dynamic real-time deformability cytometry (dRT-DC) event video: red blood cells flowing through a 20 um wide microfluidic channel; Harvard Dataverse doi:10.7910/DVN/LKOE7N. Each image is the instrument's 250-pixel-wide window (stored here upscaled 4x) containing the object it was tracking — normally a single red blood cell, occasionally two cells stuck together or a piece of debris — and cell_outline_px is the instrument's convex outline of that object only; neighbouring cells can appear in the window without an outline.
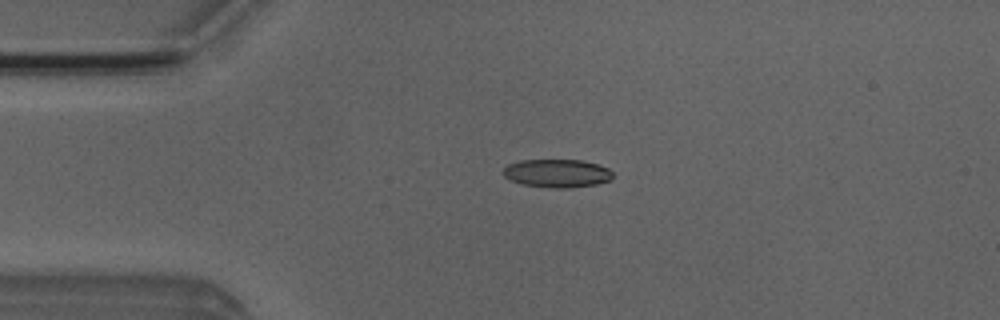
{"species": "Egyptian fruit bat (a non-hibernating species)", "species_latin": "Rousettus aegyptiacus", "temperature_condition": "room temperature", "stored_images_in_passage": 51, "camera_frame_rate_fps": 3000, "um_per_image_px": 0.085, "animal": {"sex": "male"}, "frame": {"image": 1, "passage_image": 11, "time_ms": 3.333, "image_size_px": [1000, 320], "cell_outline_px": [[612, 176], [608, 180], [596, 184], [572, 188], [552, 188], [524, 184], [508, 180], [504, 176], [504, 168], [508, 164], [520, 160], [580, 160], [596, 164], [608, 168], [612, 172]], "centroid_in_image_um": [47.32, 14.73], "position_along_channel_um": 37.7, "area_um2": 17.92}}
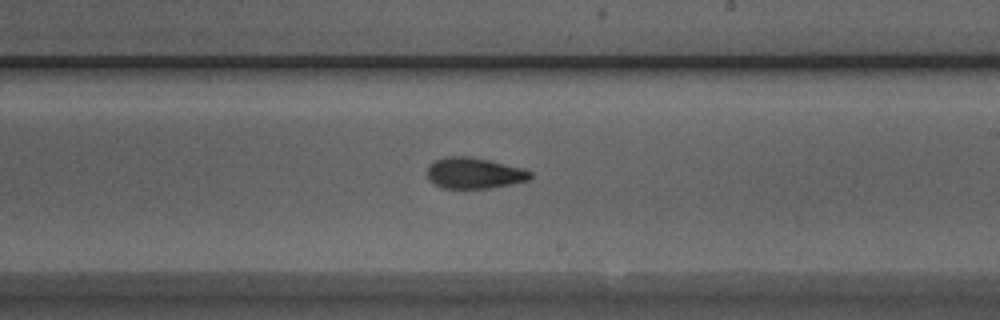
{"frame": {"image": 2, "passage_image": 29, "time_ms": 9.333, "image_size_px": [1000, 320], "cell_outline_px": [[532, 176], [528, 180], [488, 188], [440, 188], [428, 180], [428, 168], [436, 160], [444, 156], [468, 156], [488, 160], [524, 168], [532, 172]], "centroid_in_image_um": [40.29, 14.71], "position_along_channel_um": 248.7, "area_um2": 18.5}}
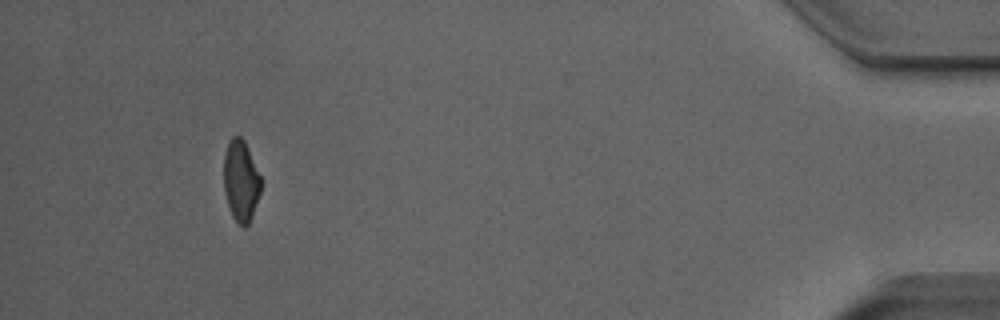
{"frame": {"image": 3, "passage_image": 47, "time_ms": 15.333, "image_size_px": [1000, 320], "cell_outline_px": [[260, 192], [252, 216], [248, 224], [244, 228], [232, 216], [228, 204], [224, 188], [224, 156], [228, 144], [232, 136], [240, 136], [244, 140], [248, 148], [260, 176]], "centroid_in_image_um": [20.47, 15.36], "position_along_channel_um": 414.7, "area_um2": 17.22}, "authors_computed_cell_mechanics": {"area_um2": 18.3226, "velocity_mm_per_s": 3.9934, "shape_relaxation_time_tau1_ms": 4.8732, "shape_relaxation_time_tau2_ms": 2.1025, "deformation_change_tau1": 0.1784, "deformation_change_tau2": 0.0945}}